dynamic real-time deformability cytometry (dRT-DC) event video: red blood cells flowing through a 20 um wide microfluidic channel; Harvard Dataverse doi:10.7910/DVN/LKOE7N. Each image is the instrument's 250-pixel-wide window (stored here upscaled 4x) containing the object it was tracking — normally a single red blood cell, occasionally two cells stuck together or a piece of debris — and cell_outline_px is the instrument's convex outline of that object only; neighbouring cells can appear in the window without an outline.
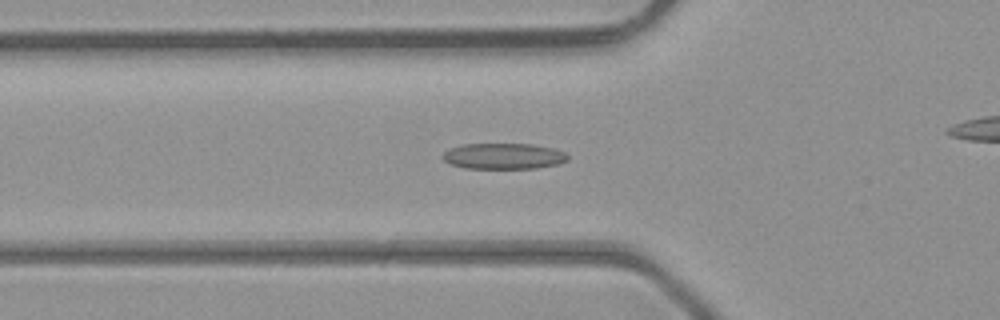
{"species": "common noctule bat (a hibernating species)", "species_latin": "Nyctalus noctula", "temperature_condition": "room temperature", "stored_images_in_passage": 36, "camera_frame_rate_fps": 3000, "um_per_image_px": 0.085, "animal": {"sex": "male", "body_mass_g": 23.1, "forearm_length_mm": 52.7}, "frame": {"image": 1, "passage_image": 14, "time_ms": 4.333, "image_size_px": [1000, 320], "cell_outline_px": [[568, 160], [560, 164], [536, 168], [464, 168], [448, 164], [440, 156], [448, 148], [464, 144], [532, 144], [552, 148], [564, 152], [568, 156]], "centroid_in_image_um": [42.77, 13.27], "position_along_channel_um": 83.0, "area_um2": 19.02}}
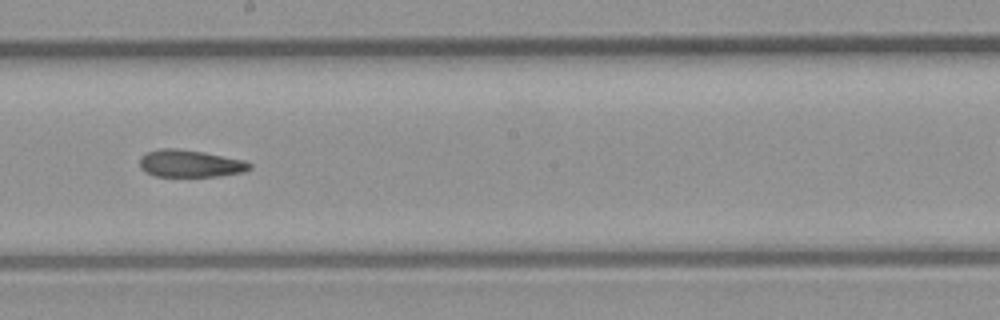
{"frame": {"image": 2, "passage_image": 24, "time_ms": 7.667, "image_size_px": [1000, 320], "cell_outline_px": [[252, 168], [244, 172], [220, 176], [156, 176], [140, 168], [140, 156], [148, 152], [160, 148], [176, 148], [204, 152], [244, 160], [252, 164]], "centroid_in_image_um": [16.19, 13.89], "position_along_channel_um": 232.0, "area_um2": 17.46}}
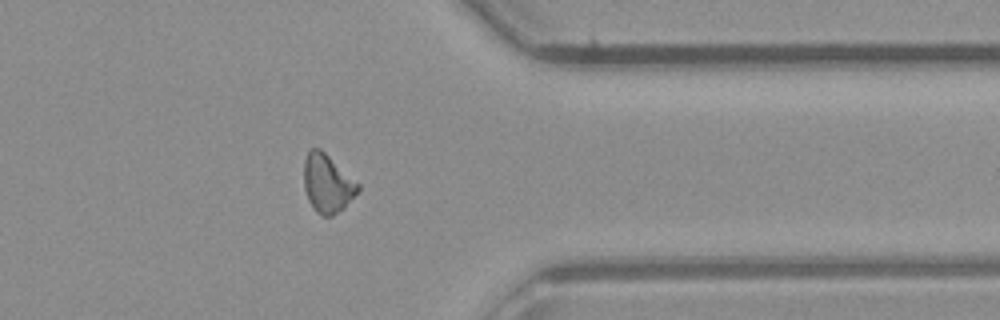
{"frame": {"image": 3, "passage_image": 35, "time_ms": 11.333, "image_size_px": [1000, 320], "cell_outline_px": [[360, 188], [344, 208], [332, 216], [320, 216], [312, 208], [308, 200], [304, 188], [304, 160], [308, 152], [312, 148], [320, 148], [360, 184]], "centroid_in_image_um": [27.81, 15.61], "position_along_channel_um": 383.6, "area_um2": 18.38}}